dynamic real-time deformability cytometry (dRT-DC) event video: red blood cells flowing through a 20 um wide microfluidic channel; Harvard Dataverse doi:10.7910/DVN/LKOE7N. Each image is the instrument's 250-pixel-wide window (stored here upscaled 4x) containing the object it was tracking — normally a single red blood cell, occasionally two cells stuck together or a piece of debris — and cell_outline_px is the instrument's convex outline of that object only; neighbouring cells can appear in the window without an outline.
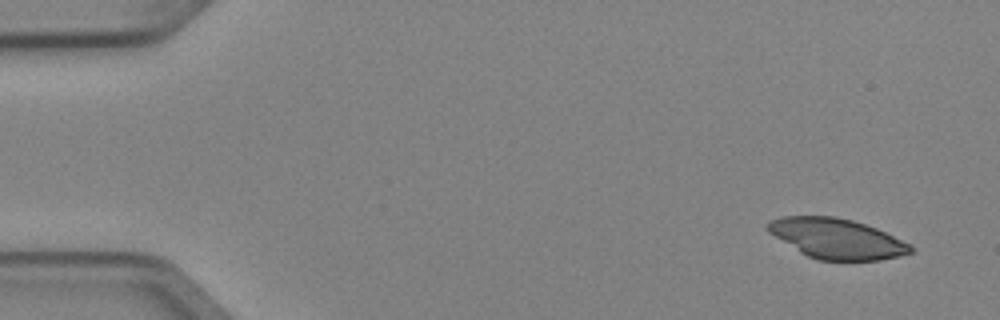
{"species": "Egyptian fruit bat (a non-hibernating species)", "species_latin": "Rousettus aegyptiacus", "temperature_condition": "cold", "stored_images_in_passage": 4, "camera_frame_rate_fps": 3000, "um_per_image_px": 0.085, "animal": {"sex": "female"}, "frame": {"image": 1, "passage_image": 1, "time_ms": 0.0, "image_size_px": [1000, 320], "cell_outline_px": [[916, 252], [900, 256], [880, 260], [820, 260], [808, 256], [800, 252], [768, 232], [764, 228], [764, 224], [768, 220], [780, 216], [836, 216], [852, 220], [876, 228], [912, 244], [916, 248]], "centroid_in_image_um": [71.13, 20.27], "position_along_channel_um": 13.9, "area_um2": 33.76}}